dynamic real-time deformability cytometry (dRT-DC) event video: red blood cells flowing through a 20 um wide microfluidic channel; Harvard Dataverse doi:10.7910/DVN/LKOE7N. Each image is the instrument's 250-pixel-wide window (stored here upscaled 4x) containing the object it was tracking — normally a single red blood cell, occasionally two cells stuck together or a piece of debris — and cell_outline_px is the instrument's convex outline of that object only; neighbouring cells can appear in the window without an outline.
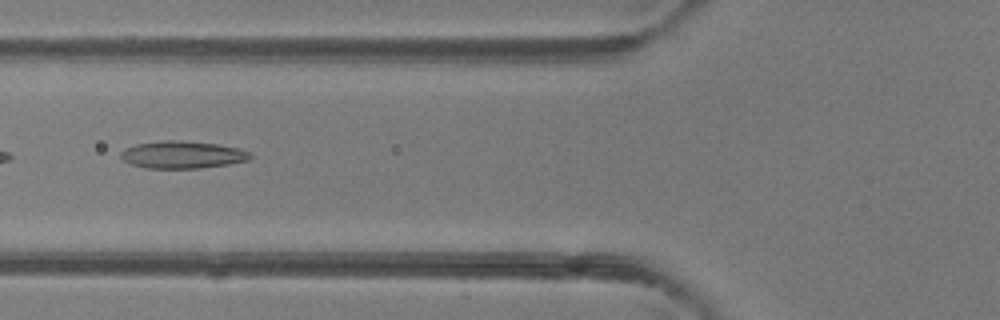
{"species": "common noctule bat (a hibernating species)", "species_latin": "Nyctalus noctula", "temperature_condition": "room temperature", "stored_images_in_passage": 7, "camera_frame_rate_fps": 3000, "um_per_image_px": 0.085, "animal": {"sex": "female"}, "frame": {"image": 1, "passage_image": 6, "time_ms": 1.667, "image_size_px": [1000, 320], "cell_outline_px": [[252, 156], [248, 160], [228, 164], [200, 168], [144, 168], [132, 164], [124, 160], [120, 156], [120, 152], [136, 144], [164, 140], [180, 140], [216, 144], [240, 148], [248, 152]], "centroid_in_image_um": [15.51, 13.15], "position_along_channel_um": 110.3, "area_um2": 20.46}}
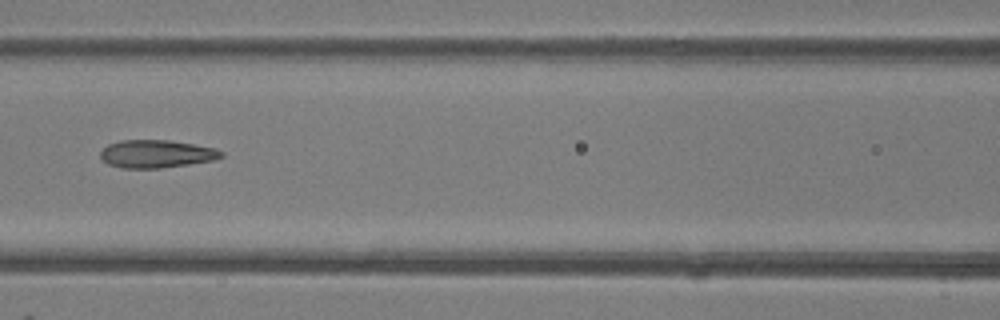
{"frame": {"image": 2, "passage_image": 7, "time_ms": 2.0, "image_size_px": [1000, 320], "cell_outline_px": [[224, 156], [212, 160], [188, 164], [160, 168], [120, 168], [108, 164], [100, 156], [100, 152], [108, 144], [120, 140], [168, 140], [216, 148], [224, 152]], "centroid_in_image_um": [13.29, 13.08], "position_along_channel_um": 153.3, "area_um2": 19.54}}